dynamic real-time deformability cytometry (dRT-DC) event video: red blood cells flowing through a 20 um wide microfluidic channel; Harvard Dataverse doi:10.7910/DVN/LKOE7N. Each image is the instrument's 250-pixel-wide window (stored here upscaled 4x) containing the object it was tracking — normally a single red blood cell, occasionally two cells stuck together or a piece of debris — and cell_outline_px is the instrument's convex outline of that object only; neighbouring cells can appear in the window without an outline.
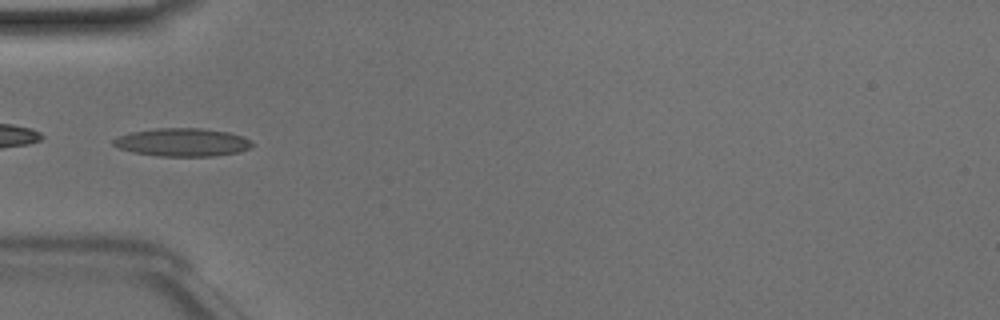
{"species": "Egyptian fruit bat (a non-hibernating species)", "species_latin": "Rousettus aegyptiacus", "temperature_condition": "room temperature", "stored_images_in_passage": 28, "camera_frame_rate_fps": 3000, "um_per_image_px": 0.085, "animal": {"sex": "male"}, "frame": {"image": 1, "passage_image": 1, "time_ms": 0.0, "image_size_px": [1000, 320], "cell_outline_px": [[256, 144], [240, 152], [212, 156], [156, 156], [132, 152], [120, 148], [112, 144], [112, 140], [120, 136], [132, 132], [156, 128], [200, 128], [228, 132], [244, 136], [252, 140]], "centroid_in_image_um": [15.55, 12.09], "position_along_channel_um": 69.5, "area_um2": 22.83}}
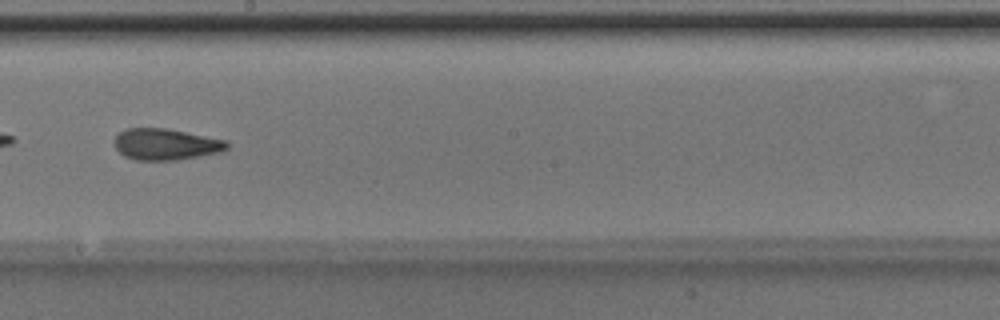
{"frame": {"image": 2, "passage_image": 13, "time_ms": 4.0, "image_size_px": [1000, 320], "cell_outline_px": [[228, 148], [224, 152], [176, 160], [136, 160], [124, 156], [112, 144], [112, 140], [124, 128], [164, 128], [224, 140], [228, 144]], "centroid_in_image_um": [14.04, 12.27], "position_along_channel_um": 234.2, "area_um2": 20.58}}
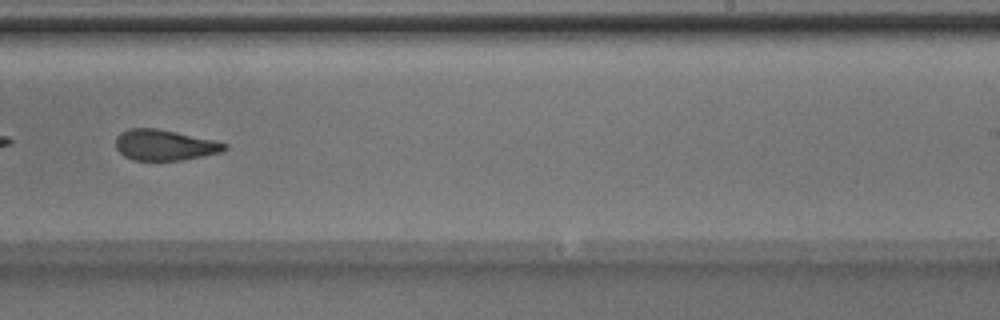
{"frame": {"image": 3, "passage_image": 16, "time_ms": 5.0, "image_size_px": [1000, 320], "cell_outline_px": [[228, 148], [224, 152], [180, 160], [132, 160], [124, 156], [116, 148], [116, 136], [120, 132], [132, 128], [156, 128], [176, 132], [212, 140], [228, 144]], "centroid_in_image_um": [13.98, 12.33], "position_along_channel_um": 275.0, "area_um2": 19.42}, "authors_computed_cell_mechanics": {"area_um2": 20.3456, "velocity_mm_per_s": 4.1134, "shape_relaxation_time_tau1_ms": 5.5806, "shape_relaxation_time_tau2_ms": 1.9215, "deformation_change_tau1": 0.1608, "deformation_change_tau2": 0.094}}